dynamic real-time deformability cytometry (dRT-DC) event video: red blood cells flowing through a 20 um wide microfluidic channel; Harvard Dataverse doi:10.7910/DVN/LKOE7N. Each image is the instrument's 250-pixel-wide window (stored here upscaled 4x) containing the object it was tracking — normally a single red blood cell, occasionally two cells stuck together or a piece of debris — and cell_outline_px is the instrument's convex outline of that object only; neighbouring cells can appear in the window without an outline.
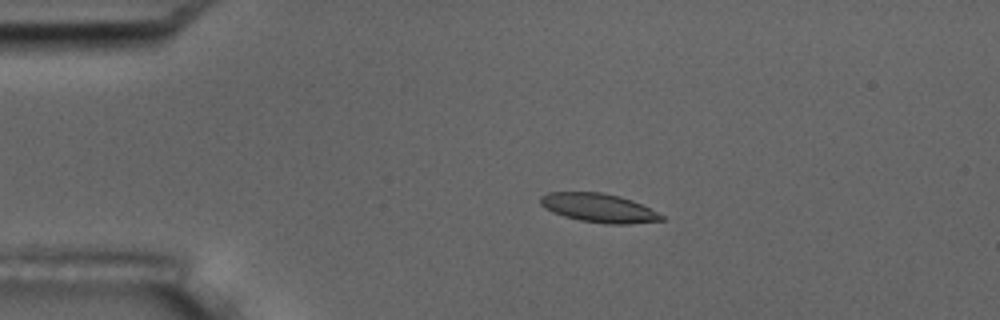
{"species": "common noctule bat (a hibernating species)", "species_latin": "Nyctalus noctula", "temperature_condition": "room temperature", "stored_images_in_passage": 9, "camera_frame_rate_fps": 3000, "um_per_image_px": 0.085, "animal": {"sex": "male", "body_mass_g": 17.5, "forearm_length_mm": 52.3}, "frame": {"image": 1, "passage_image": 2, "time_ms": 2.0, "image_size_px": [1000, 320], "cell_outline_px": [[664, 220], [628, 224], [608, 224], [580, 220], [564, 216], [552, 212], [544, 208], [540, 204], [540, 196], [548, 192], [600, 192], [620, 196], [632, 200], [664, 216]], "centroid_in_image_um": [50.85, 17.67], "position_along_channel_um": 34.1, "area_um2": 20.23}}
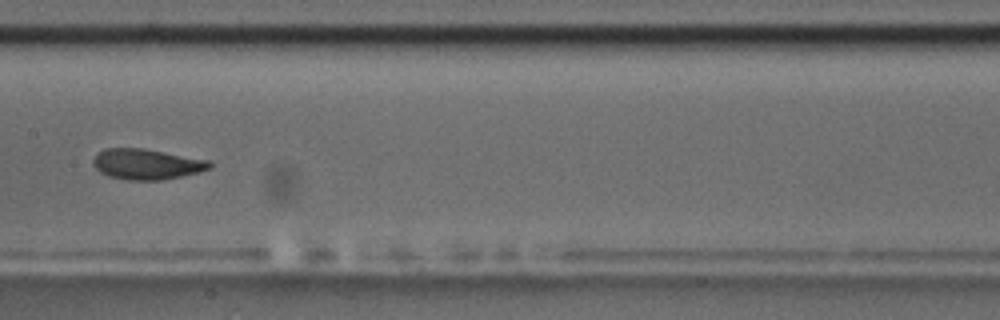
{"frame": {"image": 2, "passage_image": 7, "time_ms": 7.667, "image_size_px": [1000, 320], "cell_outline_px": [[212, 168], [200, 172], [160, 180], [124, 180], [108, 176], [100, 172], [92, 164], [92, 160], [104, 148], [144, 148], [212, 160]], "centroid_in_image_um": [12.5, 13.95], "position_along_channel_um": 194.9, "area_um2": 20.98}}
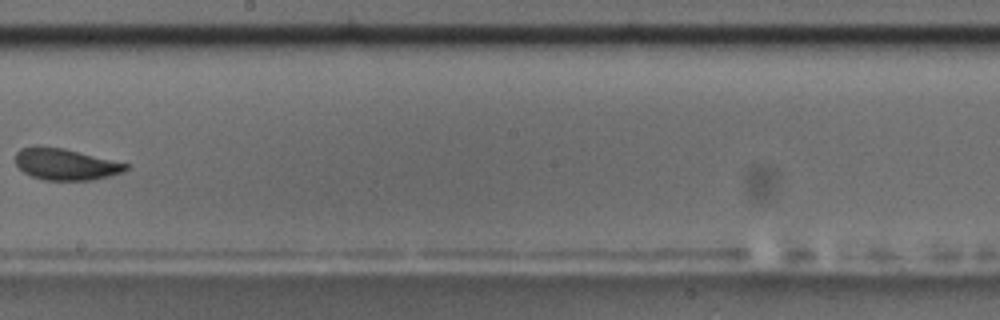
{"frame": {"image": 3, "passage_image": 8, "time_ms": 9.0, "image_size_px": [1000, 320], "cell_outline_px": [[128, 168], [124, 172], [92, 180], [44, 180], [32, 176], [24, 172], [16, 164], [16, 152], [20, 148], [32, 144], [40, 144], [64, 148], [128, 164]], "centroid_in_image_um": [5.52, 13.93], "position_along_channel_um": 242.7, "area_um2": 20.46}}